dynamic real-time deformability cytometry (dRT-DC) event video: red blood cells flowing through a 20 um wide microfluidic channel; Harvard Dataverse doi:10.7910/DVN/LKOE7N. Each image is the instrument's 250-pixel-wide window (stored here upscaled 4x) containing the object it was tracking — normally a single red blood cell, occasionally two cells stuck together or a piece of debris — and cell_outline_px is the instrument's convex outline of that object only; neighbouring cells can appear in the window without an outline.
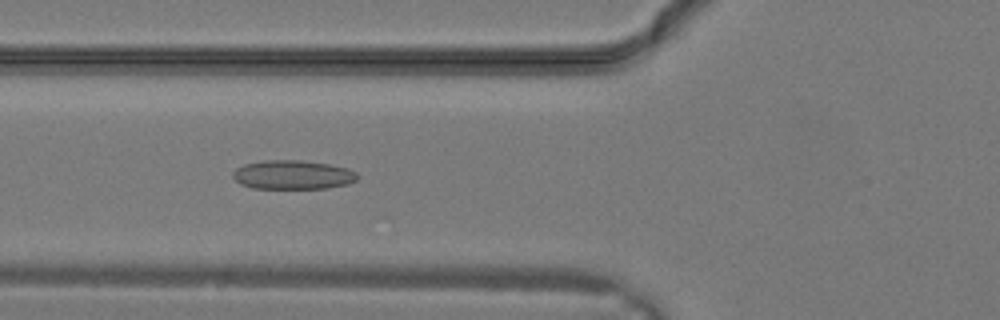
{"species": "common noctule bat (a hibernating species)", "species_latin": "Nyctalus noctula", "temperature_condition": "warm", "stored_images_in_passage": 30, "camera_frame_rate_fps": 3000, "um_per_image_px": 0.085, "animal": {"sex": "male", "body_mass_g": 19.2, "forearm_length_mm": 51.8}, "frame": {"image": 1, "passage_image": 11, "time_ms": 3.333, "image_size_px": [1000, 320], "cell_outline_px": [[360, 176], [356, 180], [348, 184], [328, 188], [252, 188], [240, 184], [232, 176], [232, 172], [236, 168], [244, 164], [264, 160], [300, 160], [328, 164], [348, 168], [356, 172]], "centroid_in_image_um": [24.89, 14.85], "position_along_channel_um": 100.9, "area_um2": 21.15}}
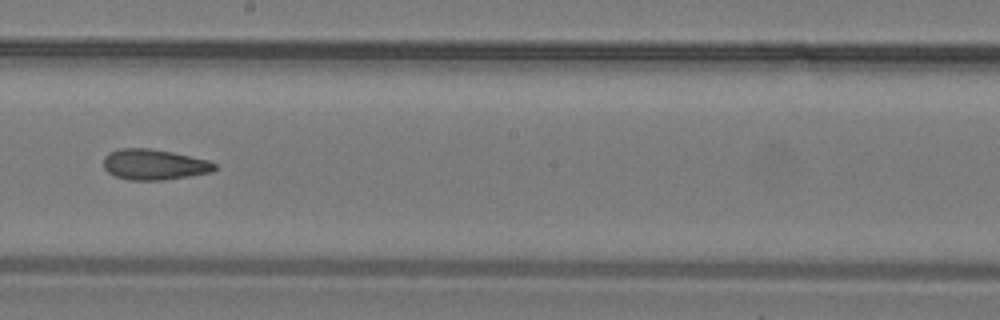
{"frame": {"image": 2, "passage_image": 17, "time_ms": 5.333, "image_size_px": [1000, 320], "cell_outline_px": [[216, 168], [212, 172], [164, 180], [128, 180], [116, 176], [108, 172], [104, 168], [104, 156], [108, 152], [120, 148], [148, 148], [172, 152], [208, 160], [216, 164]], "centroid_in_image_um": [13.08, 13.98], "position_along_channel_um": 235.1, "area_um2": 19.83}}
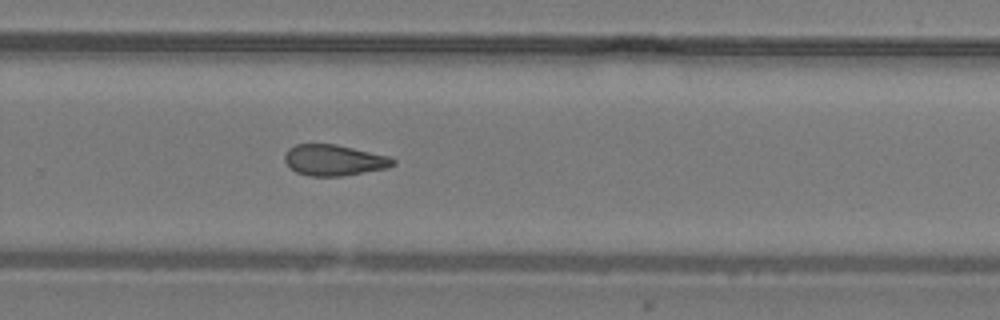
{"frame": {"image": 3, "passage_image": 20, "time_ms": 6.333, "image_size_px": [1000, 320], "cell_outline_px": [[396, 164], [388, 168], [340, 176], [308, 176], [296, 172], [284, 160], [284, 152], [288, 148], [296, 144], [336, 144], [388, 156], [396, 160]], "centroid_in_image_um": [28.38, 13.61], "position_along_channel_um": 301.4, "area_um2": 19.54}}